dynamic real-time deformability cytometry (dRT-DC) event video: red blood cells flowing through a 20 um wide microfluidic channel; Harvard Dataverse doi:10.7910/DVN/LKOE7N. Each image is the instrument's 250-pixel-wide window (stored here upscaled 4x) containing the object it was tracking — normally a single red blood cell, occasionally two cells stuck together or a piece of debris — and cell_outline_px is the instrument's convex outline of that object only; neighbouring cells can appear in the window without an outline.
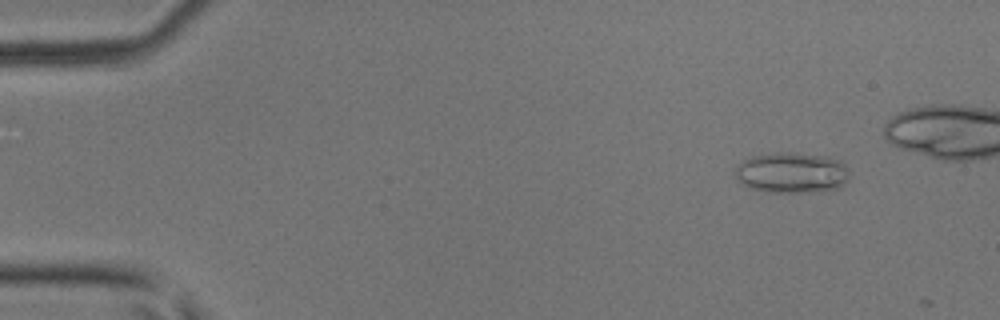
{"species": "common noctule bat (a hibernating species)", "species_latin": "Nyctalus noctula", "temperature_condition": "room temperature", "stored_images_in_passage": 13, "camera_frame_rate_fps": 3000, "um_per_image_px": 0.085, "animal": {"sex": "male", "body_mass_g": 17.9, "forearm_length_mm": 54.2}, "frame": {"image": 1, "passage_image": 6, "time_ms": 1.667, "image_size_px": [1000, 320], "cell_outline_px": [[848, 180], [840, 188], [800, 192], [768, 192], [752, 188], [744, 184], [736, 176], [736, 164], [752, 156], [776, 152], [792, 152], [828, 156], [844, 160], [848, 168]], "centroid_in_image_um": [67.35, 14.65], "position_along_channel_um": 17.6, "area_um2": 27.22}}